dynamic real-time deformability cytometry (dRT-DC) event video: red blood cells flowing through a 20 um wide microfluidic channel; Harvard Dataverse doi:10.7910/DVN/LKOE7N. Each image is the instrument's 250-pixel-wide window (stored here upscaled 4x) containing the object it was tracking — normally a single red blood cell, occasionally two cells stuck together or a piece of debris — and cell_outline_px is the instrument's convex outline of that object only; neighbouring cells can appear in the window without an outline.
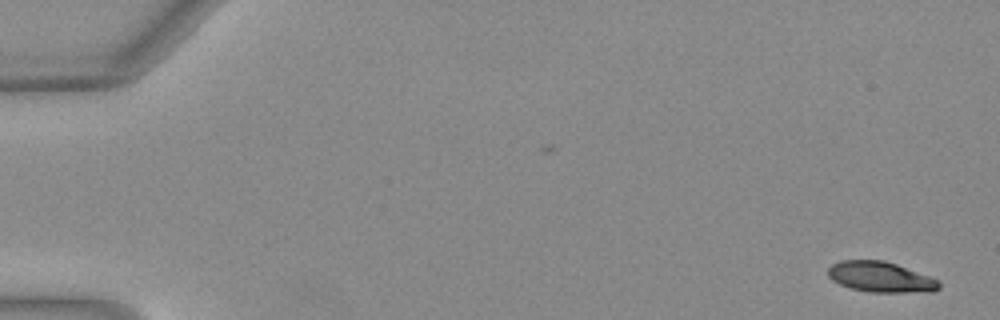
{"species": "Egyptian fruit bat (a non-hibernating species)", "species_latin": "Rousettus aegyptiacus", "temperature_condition": "warm", "stored_images_in_passage": 16, "camera_frame_rate_fps": 3000, "um_per_image_px": 0.085, "animal": {"sex": "female"}, "frame": {"image": 1, "passage_image": 1, "time_ms": 0.0, "image_size_px": [1000, 320], "cell_outline_px": [[940, 288], [932, 292], [868, 292], [852, 288], [840, 284], [832, 280], [828, 276], [828, 268], [832, 264], [840, 260], [884, 260], [896, 264], [940, 280]], "centroid_in_image_um": [74.86, 23.54], "position_along_channel_um": 10.1, "area_um2": 19.77}}
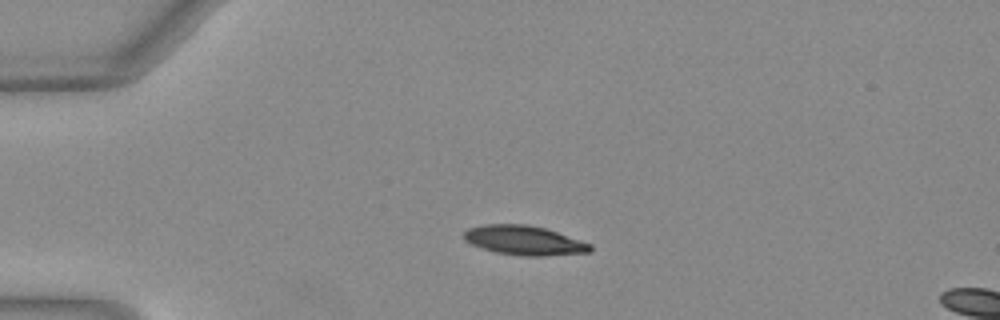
{"frame": {"image": 2, "passage_image": 12, "time_ms": 3.667, "image_size_px": [1000, 320], "cell_outline_px": [[592, 252], [544, 256], [524, 256], [496, 252], [472, 244], [464, 240], [464, 232], [468, 228], [484, 224], [528, 224], [544, 228], [592, 244]], "centroid_in_image_um": [44.57, 20.43], "position_along_channel_um": 40.4, "area_um2": 21.5}}